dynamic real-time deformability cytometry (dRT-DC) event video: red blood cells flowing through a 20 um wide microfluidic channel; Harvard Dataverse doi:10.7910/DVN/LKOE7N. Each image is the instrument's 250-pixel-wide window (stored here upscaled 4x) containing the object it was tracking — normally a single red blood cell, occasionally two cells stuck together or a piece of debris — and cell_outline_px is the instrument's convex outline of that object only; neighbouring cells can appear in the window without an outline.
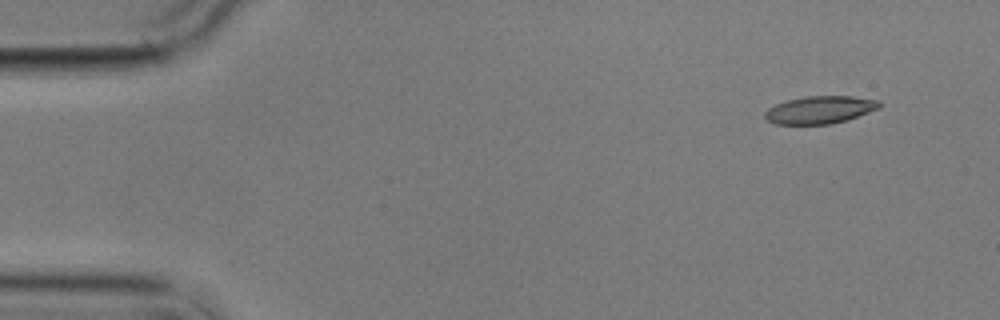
{"species": "common noctule bat (a hibernating species)", "species_latin": "Nyctalus noctula", "temperature_condition": "cold", "stored_images_in_passage": 6, "camera_frame_rate_fps": 3000, "um_per_image_px": 0.085, "animal": {"sex": "male", "body_mass_g": 17.9}, "frame": {"image": 1, "passage_image": 1, "time_ms": 0.0, "image_size_px": [1000, 320], "cell_outline_px": [[884, 104], [880, 108], [832, 124], [776, 124], [768, 120], [764, 116], [764, 112], [768, 108], [776, 104], [788, 100], [804, 96], [852, 96], [880, 100]], "centroid_in_image_um": [69.71, 9.32], "position_along_channel_um": 15.3, "area_um2": 18.38}}
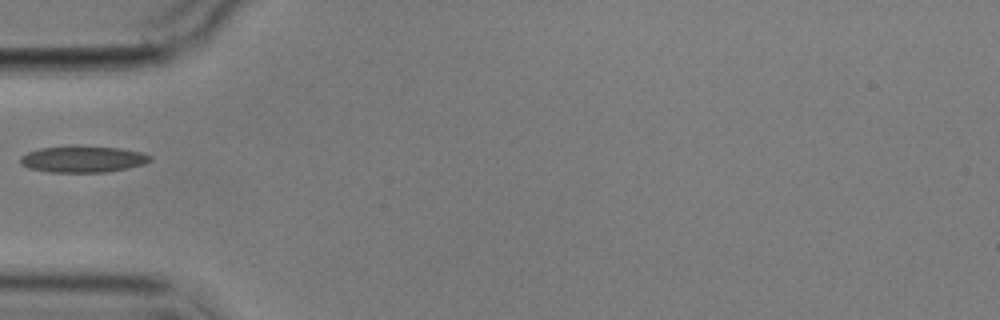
{"frame": {"image": 2, "passage_image": 5, "time_ms": 4.667, "image_size_px": [1000, 320], "cell_outline_px": [[152, 160], [144, 164], [128, 168], [104, 172], [48, 172], [28, 168], [20, 164], [20, 156], [28, 152], [40, 148], [120, 148], [140, 152], [152, 156]], "centroid_in_image_um": [7.04, 13.57], "position_along_channel_um": 78.0, "area_um2": 19.31}}
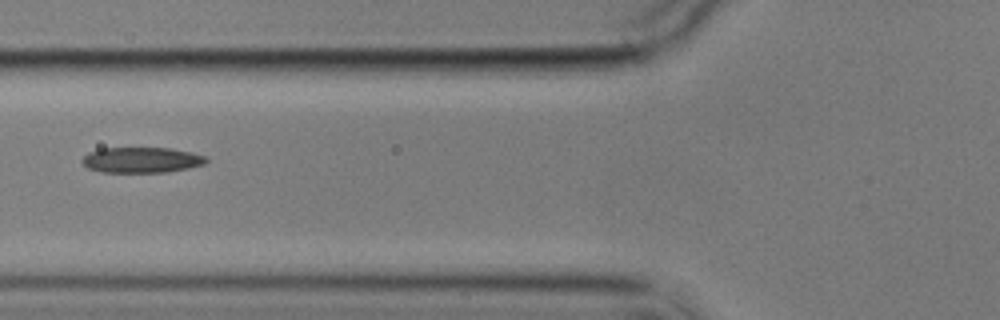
{"frame": {"image": 3, "passage_image": 6, "time_ms": 5.667, "image_size_px": [1000, 320], "cell_outline_px": [[208, 160], [204, 164], [188, 168], [164, 172], [100, 172], [88, 168], [80, 160], [88, 152], [100, 148], [168, 148], [192, 152], [204, 156]], "centroid_in_image_um": [11.99, 13.59], "position_along_channel_um": 113.8, "area_um2": 18.44}}